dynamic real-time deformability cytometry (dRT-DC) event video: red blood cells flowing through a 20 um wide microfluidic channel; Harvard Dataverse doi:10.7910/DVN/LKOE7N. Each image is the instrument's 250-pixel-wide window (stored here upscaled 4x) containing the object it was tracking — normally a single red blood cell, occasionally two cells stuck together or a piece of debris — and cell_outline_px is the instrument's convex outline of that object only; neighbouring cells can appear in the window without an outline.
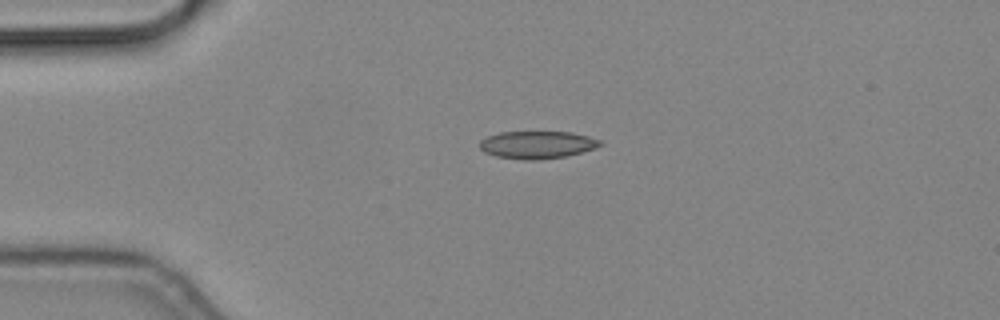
{"species": "common noctule bat (a hibernating species)", "species_latin": "Nyctalus noctula", "temperature_condition": "cold", "stored_images_in_passage": 45, "camera_frame_rate_fps": 3000, "um_per_image_px": 0.085, "animal": {"sex": "male", "body_mass_g": 19.2, "forearm_length_mm": 51.8}, "frame": {"image": 1, "passage_image": 1, "time_ms": 0.0, "image_size_px": [1000, 320], "cell_outline_px": [[604, 144], [596, 148], [564, 156], [540, 160], [524, 160], [496, 156], [484, 152], [480, 148], [480, 140], [488, 136], [500, 132], [572, 132], [588, 136], [600, 140]], "centroid_in_image_um": [45.66, 12.3], "position_along_channel_um": 39.3, "area_um2": 19.31}}
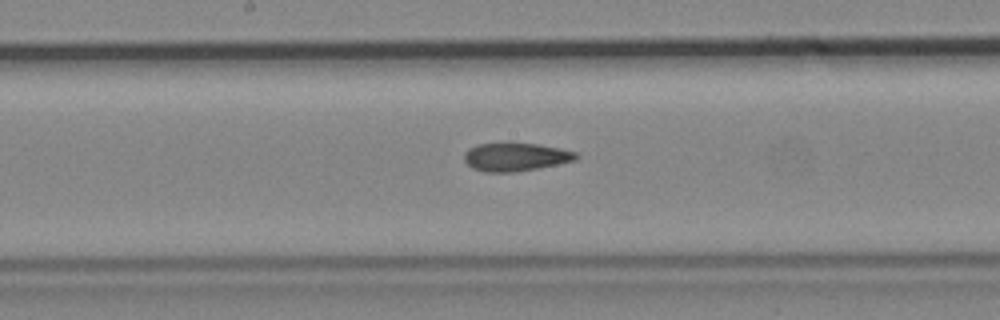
{"frame": {"image": 2, "passage_image": 17, "time_ms": 5.333, "image_size_px": [1000, 320], "cell_outline_px": [[580, 156], [576, 160], [540, 168], [516, 172], [484, 172], [472, 168], [464, 160], [464, 152], [468, 148], [476, 144], [540, 144], [560, 148], [576, 152]], "centroid_in_image_um": [43.83, 13.35], "position_along_channel_um": 204.4, "area_um2": 18.44}}
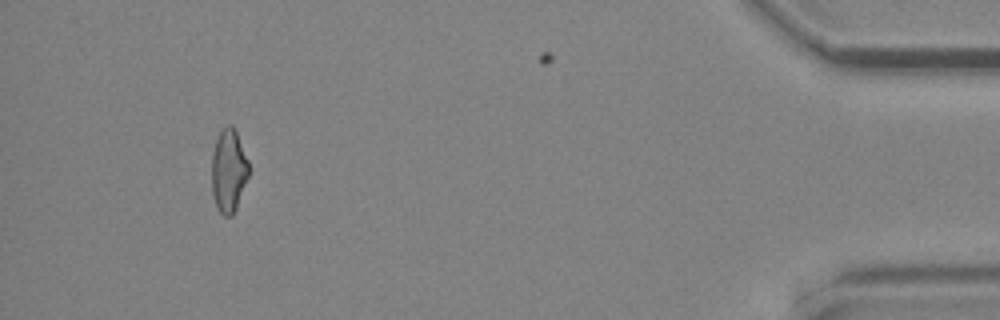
{"frame": {"image": 3, "passage_image": 40, "time_ms": 13.0, "image_size_px": [1000, 320], "cell_outline_px": [[248, 176], [236, 208], [232, 216], [224, 216], [220, 212], [212, 196], [212, 152], [216, 140], [220, 132], [228, 124], [232, 124], [236, 128], [248, 160]], "centroid_in_image_um": [19.43, 14.48], "position_along_channel_um": 415.8, "area_um2": 17.98}}